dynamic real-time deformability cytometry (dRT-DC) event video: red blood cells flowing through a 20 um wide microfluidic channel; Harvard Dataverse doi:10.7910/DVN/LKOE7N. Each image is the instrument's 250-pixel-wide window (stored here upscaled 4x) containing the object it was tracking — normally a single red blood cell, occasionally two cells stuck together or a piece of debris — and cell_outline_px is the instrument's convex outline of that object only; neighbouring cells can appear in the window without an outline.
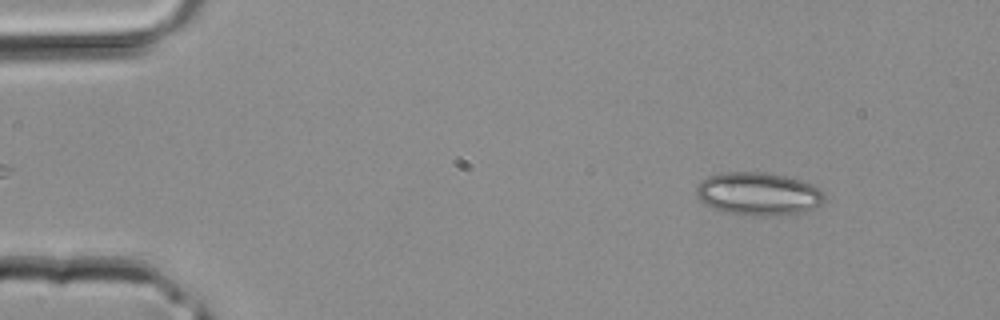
{"species": "common noctule bat (a hibernating species)", "species_latin": "Nyctalus noctula", "temperature_condition": "room temperature", "stored_images_in_passage": 10, "camera_frame_rate_fps": 3000, "um_per_image_px": 0.085, "animal": {"sex": "male", "body_mass_g": 20.4}, "frame": {"image": 1, "passage_image": 4, "time_ms": 1.0, "image_size_px": [1000, 320], "cell_outline_px": [[824, 200], [820, 204], [808, 212], [788, 216], [752, 216], [724, 212], [712, 208], [700, 200], [696, 196], [696, 188], [708, 176], [720, 172], [764, 172], [784, 176], [800, 180], [812, 184], [824, 192]], "centroid_in_image_um": [64.49, 16.5], "position_along_channel_um": 20.5, "area_um2": 32.54}}